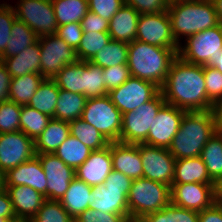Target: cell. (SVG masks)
<instances>
[{
	"label": "cell",
	"mask_w": 222,
	"mask_h": 222,
	"mask_svg": "<svg viewBox=\"0 0 222 222\" xmlns=\"http://www.w3.org/2000/svg\"><path fill=\"white\" fill-rule=\"evenodd\" d=\"M91 63L107 68L128 62V43L111 40L106 46L96 53L90 60Z\"/></svg>",
	"instance_id": "cell-37"
},
{
	"label": "cell",
	"mask_w": 222,
	"mask_h": 222,
	"mask_svg": "<svg viewBox=\"0 0 222 222\" xmlns=\"http://www.w3.org/2000/svg\"><path fill=\"white\" fill-rule=\"evenodd\" d=\"M160 88L152 82L131 76L126 82L108 92L113 104L122 113L135 111L142 104L152 100Z\"/></svg>",
	"instance_id": "cell-11"
},
{
	"label": "cell",
	"mask_w": 222,
	"mask_h": 222,
	"mask_svg": "<svg viewBox=\"0 0 222 222\" xmlns=\"http://www.w3.org/2000/svg\"><path fill=\"white\" fill-rule=\"evenodd\" d=\"M125 4L133 7L139 14L161 13L167 11L170 0H124Z\"/></svg>",
	"instance_id": "cell-50"
},
{
	"label": "cell",
	"mask_w": 222,
	"mask_h": 222,
	"mask_svg": "<svg viewBox=\"0 0 222 222\" xmlns=\"http://www.w3.org/2000/svg\"><path fill=\"white\" fill-rule=\"evenodd\" d=\"M83 32H108L109 21L99 15L88 11L85 17L81 20Z\"/></svg>",
	"instance_id": "cell-51"
},
{
	"label": "cell",
	"mask_w": 222,
	"mask_h": 222,
	"mask_svg": "<svg viewBox=\"0 0 222 222\" xmlns=\"http://www.w3.org/2000/svg\"><path fill=\"white\" fill-rule=\"evenodd\" d=\"M35 155L34 140L22 131L0 133V170L4 174Z\"/></svg>",
	"instance_id": "cell-14"
},
{
	"label": "cell",
	"mask_w": 222,
	"mask_h": 222,
	"mask_svg": "<svg viewBox=\"0 0 222 222\" xmlns=\"http://www.w3.org/2000/svg\"><path fill=\"white\" fill-rule=\"evenodd\" d=\"M19 2L17 7L13 6L17 20L27 24L38 38L56 34L58 24L51 0H20Z\"/></svg>",
	"instance_id": "cell-9"
},
{
	"label": "cell",
	"mask_w": 222,
	"mask_h": 222,
	"mask_svg": "<svg viewBox=\"0 0 222 222\" xmlns=\"http://www.w3.org/2000/svg\"><path fill=\"white\" fill-rule=\"evenodd\" d=\"M74 222H130L122 214L103 213L95 209H87L80 213Z\"/></svg>",
	"instance_id": "cell-48"
},
{
	"label": "cell",
	"mask_w": 222,
	"mask_h": 222,
	"mask_svg": "<svg viewBox=\"0 0 222 222\" xmlns=\"http://www.w3.org/2000/svg\"><path fill=\"white\" fill-rule=\"evenodd\" d=\"M124 0H88L89 11L111 20L112 16L124 5Z\"/></svg>",
	"instance_id": "cell-47"
},
{
	"label": "cell",
	"mask_w": 222,
	"mask_h": 222,
	"mask_svg": "<svg viewBox=\"0 0 222 222\" xmlns=\"http://www.w3.org/2000/svg\"><path fill=\"white\" fill-rule=\"evenodd\" d=\"M11 75L5 64L0 60V103L9 101Z\"/></svg>",
	"instance_id": "cell-54"
},
{
	"label": "cell",
	"mask_w": 222,
	"mask_h": 222,
	"mask_svg": "<svg viewBox=\"0 0 222 222\" xmlns=\"http://www.w3.org/2000/svg\"><path fill=\"white\" fill-rule=\"evenodd\" d=\"M29 222H74L60 201L46 199Z\"/></svg>",
	"instance_id": "cell-42"
},
{
	"label": "cell",
	"mask_w": 222,
	"mask_h": 222,
	"mask_svg": "<svg viewBox=\"0 0 222 222\" xmlns=\"http://www.w3.org/2000/svg\"><path fill=\"white\" fill-rule=\"evenodd\" d=\"M182 183L214 184L200 156L176 160L173 184Z\"/></svg>",
	"instance_id": "cell-26"
},
{
	"label": "cell",
	"mask_w": 222,
	"mask_h": 222,
	"mask_svg": "<svg viewBox=\"0 0 222 222\" xmlns=\"http://www.w3.org/2000/svg\"><path fill=\"white\" fill-rule=\"evenodd\" d=\"M4 176L5 186H29L46 198L47 179L36 155L16 168L8 170Z\"/></svg>",
	"instance_id": "cell-18"
},
{
	"label": "cell",
	"mask_w": 222,
	"mask_h": 222,
	"mask_svg": "<svg viewBox=\"0 0 222 222\" xmlns=\"http://www.w3.org/2000/svg\"><path fill=\"white\" fill-rule=\"evenodd\" d=\"M127 200L130 222H138L171 203L170 186L146 178L134 179Z\"/></svg>",
	"instance_id": "cell-5"
},
{
	"label": "cell",
	"mask_w": 222,
	"mask_h": 222,
	"mask_svg": "<svg viewBox=\"0 0 222 222\" xmlns=\"http://www.w3.org/2000/svg\"><path fill=\"white\" fill-rule=\"evenodd\" d=\"M83 61L69 64L53 78L59 89L82 94Z\"/></svg>",
	"instance_id": "cell-41"
},
{
	"label": "cell",
	"mask_w": 222,
	"mask_h": 222,
	"mask_svg": "<svg viewBox=\"0 0 222 222\" xmlns=\"http://www.w3.org/2000/svg\"><path fill=\"white\" fill-rule=\"evenodd\" d=\"M203 65L191 64L177 56L171 63L161 93L165 102L186 112L212 110L207 97Z\"/></svg>",
	"instance_id": "cell-1"
},
{
	"label": "cell",
	"mask_w": 222,
	"mask_h": 222,
	"mask_svg": "<svg viewBox=\"0 0 222 222\" xmlns=\"http://www.w3.org/2000/svg\"><path fill=\"white\" fill-rule=\"evenodd\" d=\"M199 222H222V204L214 203L211 207L199 211Z\"/></svg>",
	"instance_id": "cell-55"
},
{
	"label": "cell",
	"mask_w": 222,
	"mask_h": 222,
	"mask_svg": "<svg viewBox=\"0 0 222 222\" xmlns=\"http://www.w3.org/2000/svg\"><path fill=\"white\" fill-rule=\"evenodd\" d=\"M200 157L207 167L210 179L215 183L222 177V132L220 130L208 140Z\"/></svg>",
	"instance_id": "cell-31"
},
{
	"label": "cell",
	"mask_w": 222,
	"mask_h": 222,
	"mask_svg": "<svg viewBox=\"0 0 222 222\" xmlns=\"http://www.w3.org/2000/svg\"><path fill=\"white\" fill-rule=\"evenodd\" d=\"M15 20L16 15L13 6L6 3L0 4V56L5 52Z\"/></svg>",
	"instance_id": "cell-44"
},
{
	"label": "cell",
	"mask_w": 222,
	"mask_h": 222,
	"mask_svg": "<svg viewBox=\"0 0 222 222\" xmlns=\"http://www.w3.org/2000/svg\"><path fill=\"white\" fill-rule=\"evenodd\" d=\"M135 40L177 52L180 46L173 37L168 11L140 14Z\"/></svg>",
	"instance_id": "cell-12"
},
{
	"label": "cell",
	"mask_w": 222,
	"mask_h": 222,
	"mask_svg": "<svg viewBox=\"0 0 222 222\" xmlns=\"http://www.w3.org/2000/svg\"><path fill=\"white\" fill-rule=\"evenodd\" d=\"M138 222H199V212L170 203L159 211L145 215Z\"/></svg>",
	"instance_id": "cell-38"
},
{
	"label": "cell",
	"mask_w": 222,
	"mask_h": 222,
	"mask_svg": "<svg viewBox=\"0 0 222 222\" xmlns=\"http://www.w3.org/2000/svg\"><path fill=\"white\" fill-rule=\"evenodd\" d=\"M81 23L74 22L57 27L56 35L63 39L70 47L78 48L83 36Z\"/></svg>",
	"instance_id": "cell-49"
},
{
	"label": "cell",
	"mask_w": 222,
	"mask_h": 222,
	"mask_svg": "<svg viewBox=\"0 0 222 222\" xmlns=\"http://www.w3.org/2000/svg\"><path fill=\"white\" fill-rule=\"evenodd\" d=\"M0 222H10V221L5 217H0Z\"/></svg>",
	"instance_id": "cell-61"
},
{
	"label": "cell",
	"mask_w": 222,
	"mask_h": 222,
	"mask_svg": "<svg viewBox=\"0 0 222 222\" xmlns=\"http://www.w3.org/2000/svg\"><path fill=\"white\" fill-rule=\"evenodd\" d=\"M81 77L82 94L88 99L108 95V91L104 85L103 68L90 61H83V74Z\"/></svg>",
	"instance_id": "cell-35"
},
{
	"label": "cell",
	"mask_w": 222,
	"mask_h": 222,
	"mask_svg": "<svg viewBox=\"0 0 222 222\" xmlns=\"http://www.w3.org/2000/svg\"><path fill=\"white\" fill-rule=\"evenodd\" d=\"M110 152L113 170L123 173L132 180L143 178L139 144L110 142Z\"/></svg>",
	"instance_id": "cell-21"
},
{
	"label": "cell",
	"mask_w": 222,
	"mask_h": 222,
	"mask_svg": "<svg viewBox=\"0 0 222 222\" xmlns=\"http://www.w3.org/2000/svg\"><path fill=\"white\" fill-rule=\"evenodd\" d=\"M21 105L13 101L0 103V133L20 131Z\"/></svg>",
	"instance_id": "cell-43"
},
{
	"label": "cell",
	"mask_w": 222,
	"mask_h": 222,
	"mask_svg": "<svg viewBox=\"0 0 222 222\" xmlns=\"http://www.w3.org/2000/svg\"><path fill=\"white\" fill-rule=\"evenodd\" d=\"M50 120L51 117L28 105L21 106L20 131L34 141L41 135Z\"/></svg>",
	"instance_id": "cell-39"
},
{
	"label": "cell",
	"mask_w": 222,
	"mask_h": 222,
	"mask_svg": "<svg viewBox=\"0 0 222 222\" xmlns=\"http://www.w3.org/2000/svg\"><path fill=\"white\" fill-rule=\"evenodd\" d=\"M0 217H5L10 222H19L14 214L11 199L5 189L0 190Z\"/></svg>",
	"instance_id": "cell-53"
},
{
	"label": "cell",
	"mask_w": 222,
	"mask_h": 222,
	"mask_svg": "<svg viewBox=\"0 0 222 222\" xmlns=\"http://www.w3.org/2000/svg\"><path fill=\"white\" fill-rule=\"evenodd\" d=\"M113 170L110 144L101 150L92 151L88 159L75 170L76 178L86 184H103Z\"/></svg>",
	"instance_id": "cell-19"
},
{
	"label": "cell",
	"mask_w": 222,
	"mask_h": 222,
	"mask_svg": "<svg viewBox=\"0 0 222 222\" xmlns=\"http://www.w3.org/2000/svg\"><path fill=\"white\" fill-rule=\"evenodd\" d=\"M140 14L131 6L124 5L109 21L108 33L111 40L131 43L135 40Z\"/></svg>",
	"instance_id": "cell-23"
},
{
	"label": "cell",
	"mask_w": 222,
	"mask_h": 222,
	"mask_svg": "<svg viewBox=\"0 0 222 222\" xmlns=\"http://www.w3.org/2000/svg\"><path fill=\"white\" fill-rule=\"evenodd\" d=\"M92 193L89 209L122 214L130 221L127 195L123 193V189L106 188L104 184H99L92 187Z\"/></svg>",
	"instance_id": "cell-22"
},
{
	"label": "cell",
	"mask_w": 222,
	"mask_h": 222,
	"mask_svg": "<svg viewBox=\"0 0 222 222\" xmlns=\"http://www.w3.org/2000/svg\"><path fill=\"white\" fill-rule=\"evenodd\" d=\"M171 203L190 210L203 211L215 203L214 184L182 183L170 187Z\"/></svg>",
	"instance_id": "cell-17"
},
{
	"label": "cell",
	"mask_w": 222,
	"mask_h": 222,
	"mask_svg": "<svg viewBox=\"0 0 222 222\" xmlns=\"http://www.w3.org/2000/svg\"><path fill=\"white\" fill-rule=\"evenodd\" d=\"M103 72L104 85L108 92L114 88L119 87L131 77L128 64H119L114 67L111 66L103 68Z\"/></svg>",
	"instance_id": "cell-46"
},
{
	"label": "cell",
	"mask_w": 222,
	"mask_h": 222,
	"mask_svg": "<svg viewBox=\"0 0 222 222\" xmlns=\"http://www.w3.org/2000/svg\"><path fill=\"white\" fill-rule=\"evenodd\" d=\"M132 179L119 171L112 170L104 181L106 188L123 189V193L128 196Z\"/></svg>",
	"instance_id": "cell-52"
},
{
	"label": "cell",
	"mask_w": 222,
	"mask_h": 222,
	"mask_svg": "<svg viewBox=\"0 0 222 222\" xmlns=\"http://www.w3.org/2000/svg\"><path fill=\"white\" fill-rule=\"evenodd\" d=\"M208 99L214 104L222 96V73L211 66H203Z\"/></svg>",
	"instance_id": "cell-45"
},
{
	"label": "cell",
	"mask_w": 222,
	"mask_h": 222,
	"mask_svg": "<svg viewBox=\"0 0 222 222\" xmlns=\"http://www.w3.org/2000/svg\"><path fill=\"white\" fill-rule=\"evenodd\" d=\"M70 135L80 140L92 151L109 146L110 142L94 126L81 118L69 122Z\"/></svg>",
	"instance_id": "cell-33"
},
{
	"label": "cell",
	"mask_w": 222,
	"mask_h": 222,
	"mask_svg": "<svg viewBox=\"0 0 222 222\" xmlns=\"http://www.w3.org/2000/svg\"><path fill=\"white\" fill-rule=\"evenodd\" d=\"M110 41L108 32H84L76 49L79 61H90Z\"/></svg>",
	"instance_id": "cell-40"
},
{
	"label": "cell",
	"mask_w": 222,
	"mask_h": 222,
	"mask_svg": "<svg viewBox=\"0 0 222 222\" xmlns=\"http://www.w3.org/2000/svg\"><path fill=\"white\" fill-rule=\"evenodd\" d=\"M45 78L41 74L29 73L11 78L9 100L19 105H28L31 97Z\"/></svg>",
	"instance_id": "cell-30"
},
{
	"label": "cell",
	"mask_w": 222,
	"mask_h": 222,
	"mask_svg": "<svg viewBox=\"0 0 222 222\" xmlns=\"http://www.w3.org/2000/svg\"><path fill=\"white\" fill-rule=\"evenodd\" d=\"M161 91L150 101L142 104L135 111L123 114L120 142L125 144L143 143L148 136L153 120L159 109L165 104Z\"/></svg>",
	"instance_id": "cell-8"
},
{
	"label": "cell",
	"mask_w": 222,
	"mask_h": 222,
	"mask_svg": "<svg viewBox=\"0 0 222 222\" xmlns=\"http://www.w3.org/2000/svg\"><path fill=\"white\" fill-rule=\"evenodd\" d=\"M210 66L222 73V51L214 58V62Z\"/></svg>",
	"instance_id": "cell-58"
},
{
	"label": "cell",
	"mask_w": 222,
	"mask_h": 222,
	"mask_svg": "<svg viewBox=\"0 0 222 222\" xmlns=\"http://www.w3.org/2000/svg\"><path fill=\"white\" fill-rule=\"evenodd\" d=\"M81 119L94 126L109 142H120L123 114L108 95L87 99Z\"/></svg>",
	"instance_id": "cell-6"
},
{
	"label": "cell",
	"mask_w": 222,
	"mask_h": 222,
	"mask_svg": "<svg viewBox=\"0 0 222 222\" xmlns=\"http://www.w3.org/2000/svg\"><path fill=\"white\" fill-rule=\"evenodd\" d=\"M58 26L78 22L89 11L88 0H51Z\"/></svg>",
	"instance_id": "cell-32"
},
{
	"label": "cell",
	"mask_w": 222,
	"mask_h": 222,
	"mask_svg": "<svg viewBox=\"0 0 222 222\" xmlns=\"http://www.w3.org/2000/svg\"><path fill=\"white\" fill-rule=\"evenodd\" d=\"M5 189V176L4 173L0 170V190Z\"/></svg>",
	"instance_id": "cell-60"
},
{
	"label": "cell",
	"mask_w": 222,
	"mask_h": 222,
	"mask_svg": "<svg viewBox=\"0 0 222 222\" xmlns=\"http://www.w3.org/2000/svg\"><path fill=\"white\" fill-rule=\"evenodd\" d=\"M217 131L212 110L185 112L168 150L176 160L198 157Z\"/></svg>",
	"instance_id": "cell-2"
},
{
	"label": "cell",
	"mask_w": 222,
	"mask_h": 222,
	"mask_svg": "<svg viewBox=\"0 0 222 222\" xmlns=\"http://www.w3.org/2000/svg\"><path fill=\"white\" fill-rule=\"evenodd\" d=\"M91 152L92 150L80 140L70 135L58 147L54 154L66 165L76 170L88 159Z\"/></svg>",
	"instance_id": "cell-34"
},
{
	"label": "cell",
	"mask_w": 222,
	"mask_h": 222,
	"mask_svg": "<svg viewBox=\"0 0 222 222\" xmlns=\"http://www.w3.org/2000/svg\"><path fill=\"white\" fill-rule=\"evenodd\" d=\"M92 187L76 177L69 183L68 190L60 202L64 209L75 219L91 205Z\"/></svg>",
	"instance_id": "cell-25"
},
{
	"label": "cell",
	"mask_w": 222,
	"mask_h": 222,
	"mask_svg": "<svg viewBox=\"0 0 222 222\" xmlns=\"http://www.w3.org/2000/svg\"><path fill=\"white\" fill-rule=\"evenodd\" d=\"M0 60L5 64L11 78L24 76L29 73L40 74L39 40L17 55L0 57Z\"/></svg>",
	"instance_id": "cell-24"
},
{
	"label": "cell",
	"mask_w": 222,
	"mask_h": 222,
	"mask_svg": "<svg viewBox=\"0 0 222 222\" xmlns=\"http://www.w3.org/2000/svg\"><path fill=\"white\" fill-rule=\"evenodd\" d=\"M212 112L218 130L222 129V96L213 104Z\"/></svg>",
	"instance_id": "cell-56"
},
{
	"label": "cell",
	"mask_w": 222,
	"mask_h": 222,
	"mask_svg": "<svg viewBox=\"0 0 222 222\" xmlns=\"http://www.w3.org/2000/svg\"><path fill=\"white\" fill-rule=\"evenodd\" d=\"M37 41L38 37L36 33L27 24L16 19L13 22L11 37L5 48V52L0 57L17 55Z\"/></svg>",
	"instance_id": "cell-36"
},
{
	"label": "cell",
	"mask_w": 222,
	"mask_h": 222,
	"mask_svg": "<svg viewBox=\"0 0 222 222\" xmlns=\"http://www.w3.org/2000/svg\"><path fill=\"white\" fill-rule=\"evenodd\" d=\"M68 136L69 122L51 118L47 127L34 141L36 154L55 153Z\"/></svg>",
	"instance_id": "cell-27"
},
{
	"label": "cell",
	"mask_w": 222,
	"mask_h": 222,
	"mask_svg": "<svg viewBox=\"0 0 222 222\" xmlns=\"http://www.w3.org/2000/svg\"><path fill=\"white\" fill-rule=\"evenodd\" d=\"M14 214L19 222H29L46 200L45 196L29 186H5Z\"/></svg>",
	"instance_id": "cell-20"
},
{
	"label": "cell",
	"mask_w": 222,
	"mask_h": 222,
	"mask_svg": "<svg viewBox=\"0 0 222 222\" xmlns=\"http://www.w3.org/2000/svg\"><path fill=\"white\" fill-rule=\"evenodd\" d=\"M87 99L83 94L60 89L55 108V119L70 122L81 118Z\"/></svg>",
	"instance_id": "cell-29"
},
{
	"label": "cell",
	"mask_w": 222,
	"mask_h": 222,
	"mask_svg": "<svg viewBox=\"0 0 222 222\" xmlns=\"http://www.w3.org/2000/svg\"><path fill=\"white\" fill-rule=\"evenodd\" d=\"M47 179L46 199L60 201L76 177L75 169L66 165L54 153L36 154Z\"/></svg>",
	"instance_id": "cell-16"
},
{
	"label": "cell",
	"mask_w": 222,
	"mask_h": 222,
	"mask_svg": "<svg viewBox=\"0 0 222 222\" xmlns=\"http://www.w3.org/2000/svg\"><path fill=\"white\" fill-rule=\"evenodd\" d=\"M167 11L171 31L178 45H181L179 41L182 36L187 39L220 24L212 0H172Z\"/></svg>",
	"instance_id": "cell-4"
},
{
	"label": "cell",
	"mask_w": 222,
	"mask_h": 222,
	"mask_svg": "<svg viewBox=\"0 0 222 222\" xmlns=\"http://www.w3.org/2000/svg\"><path fill=\"white\" fill-rule=\"evenodd\" d=\"M59 91L60 89L53 79L45 78L31 97L28 106L55 119Z\"/></svg>",
	"instance_id": "cell-28"
},
{
	"label": "cell",
	"mask_w": 222,
	"mask_h": 222,
	"mask_svg": "<svg viewBox=\"0 0 222 222\" xmlns=\"http://www.w3.org/2000/svg\"><path fill=\"white\" fill-rule=\"evenodd\" d=\"M215 203L222 204V177L214 183Z\"/></svg>",
	"instance_id": "cell-57"
},
{
	"label": "cell",
	"mask_w": 222,
	"mask_h": 222,
	"mask_svg": "<svg viewBox=\"0 0 222 222\" xmlns=\"http://www.w3.org/2000/svg\"><path fill=\"white\" fill-rule=\"evenodd\" d=\"M215 5L217 17L219 20V23L222 24V0H212Z\"/></svg>",
	"instance_id": "cell-59"
},
{
	"label": "cell",
	"mask_w": 222,
	"mask_h": 222,
	"mask_svg": "<svg viewBox=\"0 0 222 222\" xmlns=\"http://www.w3.org/2000/svg\"><path fill=\"white\" fill-rule=\"evenodd\" d=\"M143 178L172 186L176 159L166 148L139 143Z\"/></svg>",
	"instance_id": "cell-13"
},
{
	"label": "cell",
	"mask_w": 222,
	"mask_h": 222,
	"mask_svg": "<svg viewBox=\"0 0 222 222\" xmlns=\"http://www.w3.org/2000/svg\"><path fill=\"white\" fill-rule=\"evenodd\" d=\"M40 46V74L53 79L64 66L79 61L76 49L56 34L38 38Z\"/></svg>",
	"instance_id": "cell-10"
},
{
	"label": "cell",
	"mask_w": 222,
	"mask_h": 222,
	"mask_svg": "<svg viewBox=\"0 0 222 222\" xmlns=\"http://www.w3.org/2000/svg\"><path fill=\"white\" fill-rule=\"evenodd\" d=\"M178 56L174 48H163L138 40L128 43V68L131 76L149 81L160 89L166 82L172 61Z\"/></svg>",
	"instance_id": "cell-3"
},
{
	"label": "cell",
	"mask_w": 222,
	"mask_h": 222,
	"mask_svg": "<svg viewBox=\"0 0 222 222\" xmlns=\"http://www.w3.org/2000/svg\"><path fill=\"white\" fill-rule=\"evenodd\" d=\"M186 111L174 105L165 103L158 111L153 120L147 139L143 142L146 145L168 149L172 139L179 131L180 123Z\"/></svg>",
	"instance_id": "cell-15"
},
{
	"label": "cell",
	"mask_w": 222,
	"mask_h": 222,
	"mask_svg": "<svg viewBox=\"0 0 222 222\" xmlns=\"http://www.w3.org/2000/svg\"><path fill=\"white\" fill-rule=\"evenodd\" d=\"M179 46L178 56L185 62L210 66L222 51V24L189 36Z\"/></svg>",
	"instance_id": "cell-7"
}]
</instances>
